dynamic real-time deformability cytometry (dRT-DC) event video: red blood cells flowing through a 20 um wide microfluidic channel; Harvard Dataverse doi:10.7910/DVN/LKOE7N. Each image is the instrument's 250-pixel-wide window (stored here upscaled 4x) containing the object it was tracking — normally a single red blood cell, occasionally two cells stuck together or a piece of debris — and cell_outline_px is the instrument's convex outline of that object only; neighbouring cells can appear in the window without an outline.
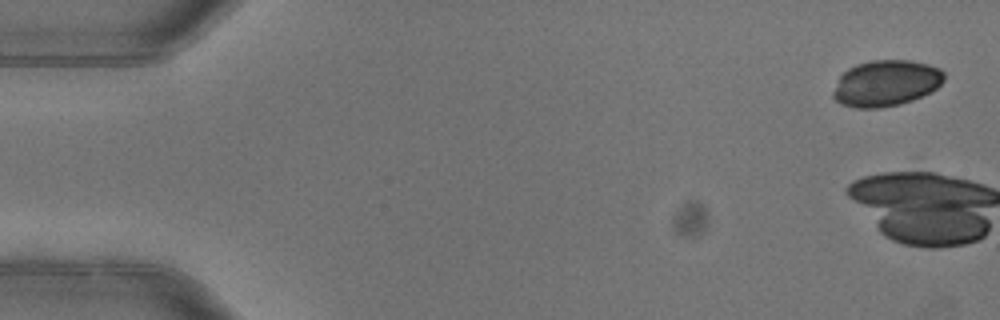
{"species": "common noctule bat (a hibernating species)", "species_latin": "Nyctalus noctula", "temperature_condition": "warm", "stored_images_in_passage": 4, "camera_frame_rate_fps": 3000, "um_per_image_px": 0.085, "animal": {"sex": "female"}, "frame": {"image": 1, "passage_image": 1, "time_ms": 0.0, "image_size_px": [1000, 320], "cell_outline_px": [[944, 80], [936, 88], [912, 100], [900, 104], [880, 108], [856, 108], [844, 104], [836, 100], [832, 96], [832, 92], [840, 76], [848, 68], [856, 64], [872, 60], [912, 60], [928, 64], [940, 68], [944, 72]], "centroid_in_image_um": [75.3, 7.06], "position_along_channel_um": 9.7, "area_um2": 29.71}}